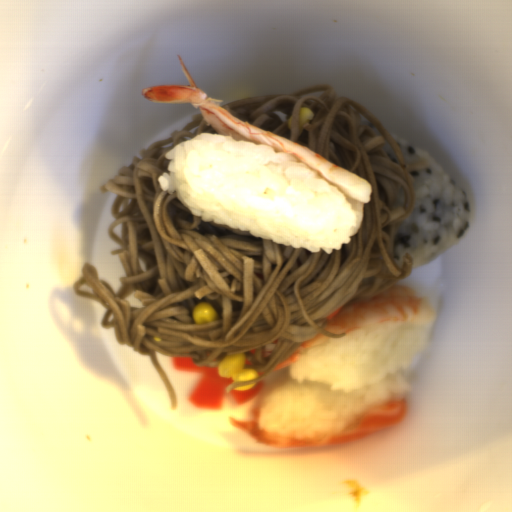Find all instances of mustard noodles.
I'll use <instances>...</instances> for the list:
<instances>
[{"label": "mustard noodles", "mask_w": 512, "mask_h": 512, "mask_svg": "<svg viewBox=\"0 0 512 512\" xmlns=\"http://www.w3.org/2000/svg\"><path fill=\"white\" fill-rule=\"evenodd\" d=\"M304 106L316 116L300 134L298 111ZM221 107L365 179L370 201L361 227L331 254L202 220L162 191L159 182L171 160L165 153L201 133L217 134L201 112L170 138L140 150L100 186L99 192L116 194L107 234L120 246L110 253L125 276L114 292L86 262L73 289L106 308L101 325L113 328L117 344L149 357L173 411L175 392L157 352L218 368L227 354L244 353V368L257 376L233 382L225 393L248 390L267 382L303 342L318 334L346 336L324 328L327 316L356 299L378 296L413 272L408 253L403 267L397 266L395 237L415 208L411 171L429 164L408 163L390 132L362 104L337 95L330 84H317ZM205 301L218 319L195 324L192 308Z\"/></svg>", "instance_id": "0af2e427"}]
</instances>
